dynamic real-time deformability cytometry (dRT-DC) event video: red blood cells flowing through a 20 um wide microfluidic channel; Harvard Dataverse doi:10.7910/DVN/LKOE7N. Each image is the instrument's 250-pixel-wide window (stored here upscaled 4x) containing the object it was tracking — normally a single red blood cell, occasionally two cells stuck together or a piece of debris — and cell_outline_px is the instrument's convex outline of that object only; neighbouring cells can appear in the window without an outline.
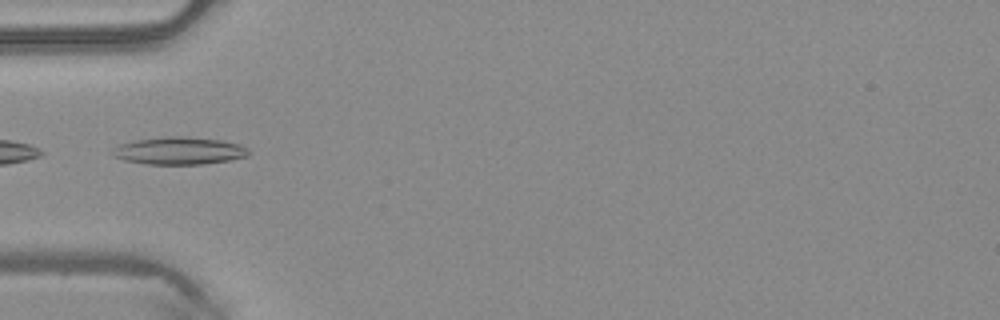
{"species": "common noctule bat (a hibernating species)", "species_latin": "Nyctalus noctula", "temperature_condition": "warm", "stored_images_in_passage": 4, "camera_frame_rate_fps": 3000, "um_per_image_px": 0.085, "animal": {"sex": "male", "body_mass_g": 20.4}, "frame": {"image": 1, "passage_image": 2, "time_ms": 0.333, "image_size_px": [1000, 320], "cell_outline_px": [[252, 152], [248, 156], [232, 160], [204, 164], [148, 164], [124, 160], [112, 156], [112, 148], [120, 144], [132, 140], [164, 136], [180, 136], [224, 140], [240, 144], [248, 148]], "centroid_in_image_um": [15.25, 12.81], "position_along_channel_um": 69.7, "area_um2": 22.2}}